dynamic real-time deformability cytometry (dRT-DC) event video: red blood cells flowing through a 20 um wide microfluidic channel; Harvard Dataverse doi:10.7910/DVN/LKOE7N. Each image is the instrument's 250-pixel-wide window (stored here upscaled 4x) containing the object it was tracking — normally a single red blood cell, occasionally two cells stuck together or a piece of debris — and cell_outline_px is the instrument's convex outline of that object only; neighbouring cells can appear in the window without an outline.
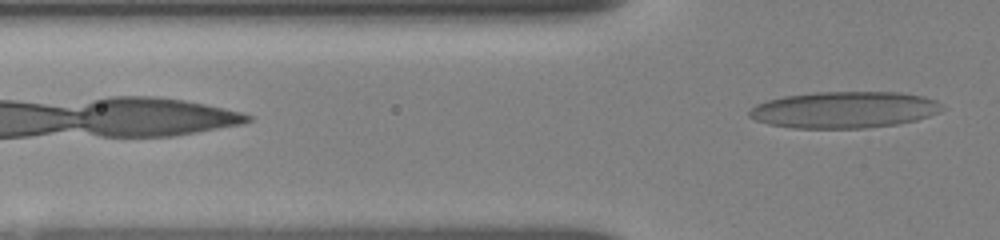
{"species": "human", "species_latin": "Homo sapiens", "temperature_condition": "room temperature", "stored_images_in_passage": 5, "camera_frame_rate_fps": 3000, "um_per_image_px": 0.085, "donor": {"sex": "female"}, "frame": {"image": 1, "passage_image": 5, "time_ms": 2.0, "image_size_px": [1000, 240], "cell_outline_px": [[944, 108], [940, 112], [916, 120], [896, 124], [864, 128], [792, 128], [768, 124], [756, 120], [748, 116], [748, 112], [756, 104], [768, 100], [784, 96], [816, 92], [900, 92], [924, 96], [936, 100]], "centroid_in_image_um": [71.76, 9.33], "position_along_channel_um": 54.0, "area_um2": 41.1}}